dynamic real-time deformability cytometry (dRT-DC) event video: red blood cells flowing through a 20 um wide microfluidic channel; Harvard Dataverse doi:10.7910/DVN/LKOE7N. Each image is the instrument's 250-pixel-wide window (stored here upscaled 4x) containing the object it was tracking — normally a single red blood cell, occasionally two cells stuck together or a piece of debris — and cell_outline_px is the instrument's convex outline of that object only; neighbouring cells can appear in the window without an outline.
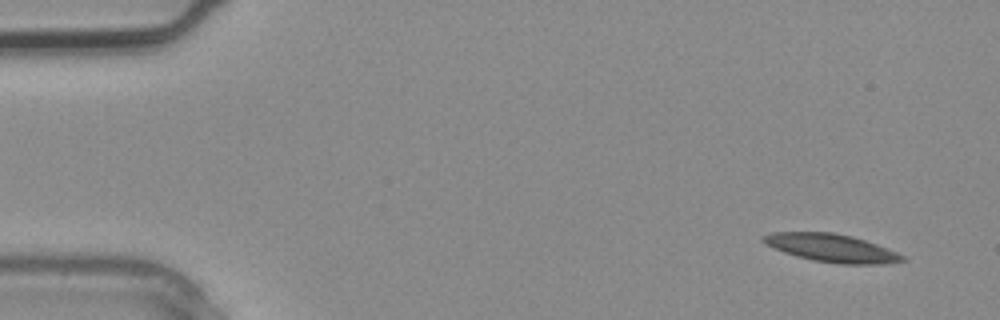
{"species": "common noctule bat (a hibernating species)", "species_latin": "Nyctalus noctula", "temperature_condition": "warm", "stored_images_in_passage": 3, "camera_frame_rate_fps": 3000, "um_per_image_px": 0.085, "animal": {"sex": "male", "body_mass_g": 20.4}, "frame": {"image": 1, "passage_image": 1, "time_ms": 0.0, "image_size_px": [1000, 320], "cell_outline_px": [[908, 260], [884, 264], [840, 264], [812, 260], [796, 256], [784, 252], [764, 244], [760, 240], [760, 236], [772, 232], [832, 232], [852, 236], [876, 244], [896, 252], [904, 256]], "centroid_in_image_um": [70.64, 21.08], "position_along_channel_um": 14.4, "area_um2": 22.77}}
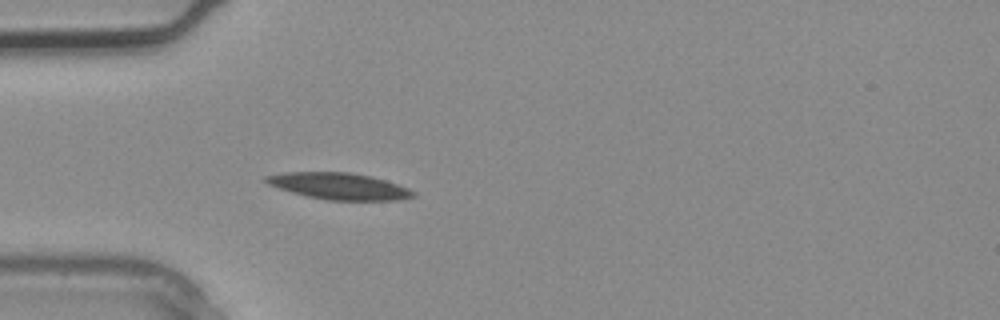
{"frame": {"image": 2, "passage_image": 3, "time_ms": 0.667, "image_size_px": [1000, 320], "cell_outline_px": [[416, 196], [396, 200], [328, 200], [308, 196], [292, 192], [268, 184], [264, 180], [264, 176], [284, 172], [348, 172], [372, 176], [408, 188], [416, 192]], "centroid_in_image_um": [28.82, 15.82], "position_along_channel_um": 56.2, "area_um2": 22.6}}